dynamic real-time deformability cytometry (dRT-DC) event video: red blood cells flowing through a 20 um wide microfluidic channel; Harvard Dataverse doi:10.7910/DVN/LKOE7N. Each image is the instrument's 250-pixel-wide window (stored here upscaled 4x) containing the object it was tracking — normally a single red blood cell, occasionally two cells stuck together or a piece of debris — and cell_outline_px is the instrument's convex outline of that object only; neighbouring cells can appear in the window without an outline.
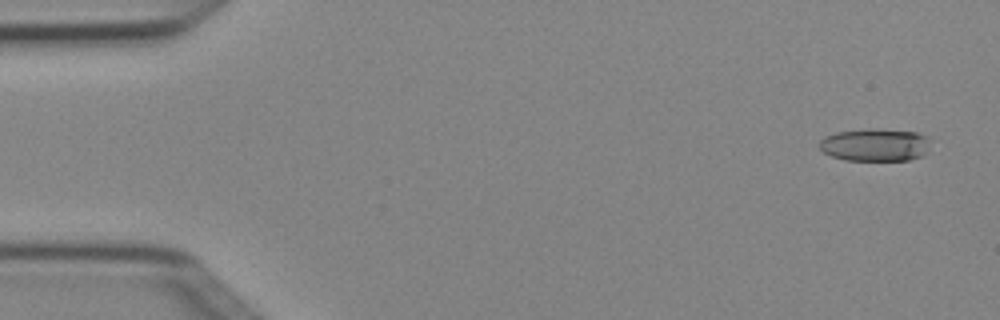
{"species": "Egyptian fruit bat (a non-hibernating species)", "species_latin": "Rousettus aegyptiacus", "temperature_condition": "cold", "stored_images_in_passage": 6, "camera_frame_rate_fps": 3000, "um_per_image_px": 0.085, "animal": {"sex": "female"}, "frame": {"image": 1, "passage_image": 1, "time_ms": 0.0, "image_size_px": [1000, 320], "cell_outline_px": [[928, 140], [924, 156], [908, 160], [844, 160], [832, 156], [824, 152], [820, 148], [820, 140], [824, 136], [836, 132], [868, 128], [872, 128], [916, 132], [928, 136]], "centroid_in_image_um": [74.36, 12.3], "position_along_channel_um": 10.6, "area_um2": 21.15}}
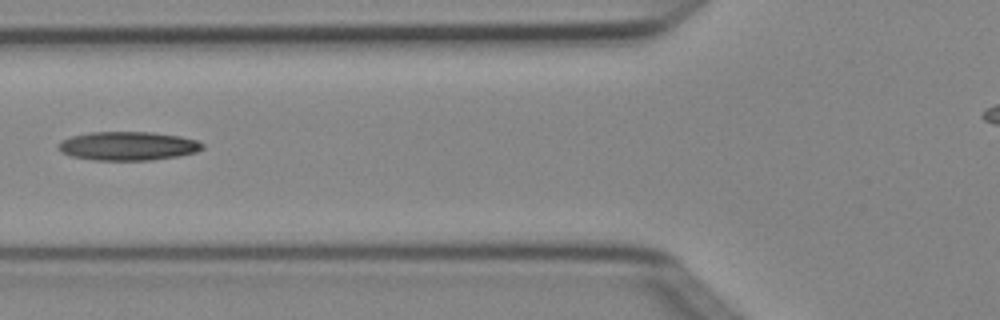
{"frame": {"image": 2, "passage_image": 6, "time_ms": 1.667, "image_size_px": [1000, 320], "cell_outline_px": [[204, 148], [196, 152], [176, 156], [152, 160], [92, 160], [72, 156], [60, 152], [56, 144], [60, 140], [72, 136], [88, 132], [152, 132], [180, 136], [196, 140], [204, 144]], "centroid_in_image_um": [10.84, 12.4], "position_along_channel_um": 115.0, "area_um2": 24.28}}